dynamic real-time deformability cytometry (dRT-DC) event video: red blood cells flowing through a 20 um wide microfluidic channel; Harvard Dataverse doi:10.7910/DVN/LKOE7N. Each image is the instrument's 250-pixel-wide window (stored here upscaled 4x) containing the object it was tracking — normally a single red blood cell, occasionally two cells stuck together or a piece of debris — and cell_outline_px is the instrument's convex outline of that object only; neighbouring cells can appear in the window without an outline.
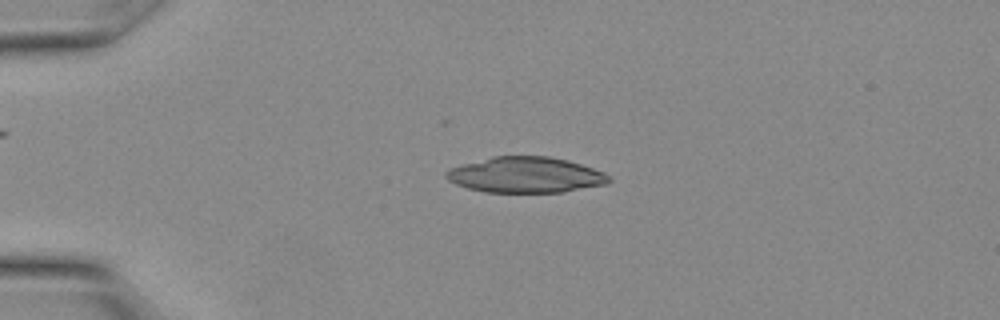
{"species": "Egyptian fruit bat (a non-hibernating species)", "species_latin": "Rousettus aegyptiacus", "temperature_condition": "warm", "stored_images_in_passage": 6, "camera_frame_rate_fps": 3000, "um_per_image_px": 0.085, "animal": {"sex": "female"}, "frame": {"image": 1, "passage_image": 2, "time_ms": 0.333, "image_size_px": [1000, 320], "cell_outline_px": [[612, 180], [604, 184], [564, 192], [484, 192], [468, 188], [456, 184], [448, 180], [444, 176], [444, 172], [452, 168], [464, 164], [492, 156], [548, 156], [568, 160], [604, 172]], "centroid_in_image_um": [44.66, 14.87], "position_along_channel_um": 40.3, "area_um2": 33.7}}